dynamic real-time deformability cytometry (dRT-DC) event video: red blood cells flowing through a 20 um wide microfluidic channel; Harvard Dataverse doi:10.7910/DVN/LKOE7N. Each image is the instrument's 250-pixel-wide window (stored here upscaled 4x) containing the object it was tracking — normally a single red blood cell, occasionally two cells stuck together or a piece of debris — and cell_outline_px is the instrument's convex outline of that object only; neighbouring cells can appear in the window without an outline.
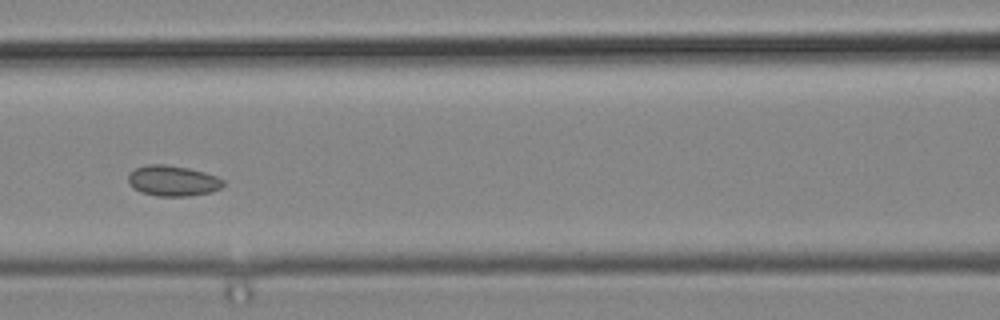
{"species": "common noctule bat (a hibernating species)", "species_latin": "Nyctalus noctula", "temperature_condition": "cold", "stored_images_in_passage": 47, "camera_frame_rate_fps": 3000, "um_per_image_px": 0.085, "animal": {"sex": "male", "body_mass_g": 19.2, "forearm_length_mm": 51.8}, "frame": {"image": 1, "passage_image": 20, "time_ms": 6.333, "image_size_px": [1000, 320], "cell_outline_px": [[224, 184], [220, 188], [212, 192], [188, 196], [156, 196], [140, 192], [128, 184], [128, 176], [136, 168], [148, 164], [164, 164], [188, 168], [204, 172], [216, 176], [224, 180]], "centroid_in_image_um": [14.69, 15.37], "position_along_channel_um": 151.9, "area_um2": 16.94}}
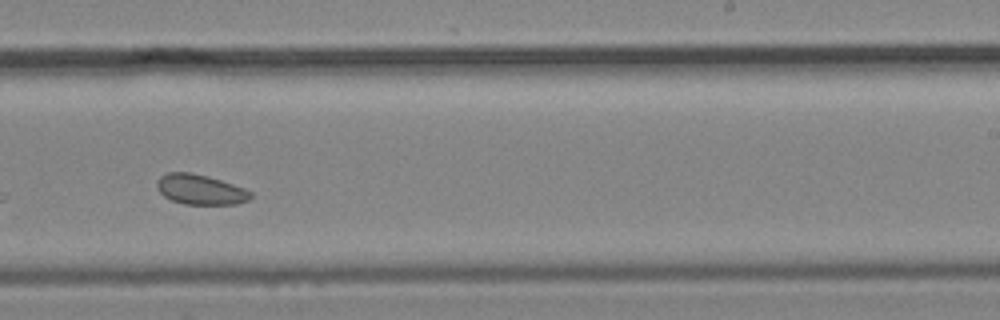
{"frame": {"image": 2, "passage_image": 29, "time_ms": 9.333, "image_size_px": [1000, 320], "cell_outline_px": [[252, 196], [248, 200], [236, 204], [184, 204], [172, 200], [164, 196], [160, 192], [156, 184], [156, 180], [160, 176], [168, 172], [192, 172], [208, 176], [244, 188], [252, 192]], "centroid_in_image_um": [17.01, 16.1], "position_along_channel_um": 272.0, "area_um2": 16.42}}
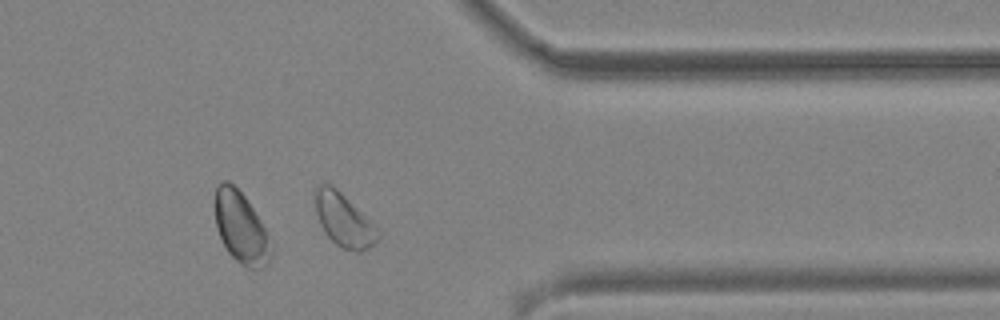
{"frame": {"image": 3, "passage_image": 38, "time_ms": 12.333, "image_size_px": [1000, 320], "cell_outline_px": [[380, 236], [368, 248], [360, 252], [356, 252], [340, 248], [324, 232], [320, 224], [316, 212], [312, 196], [312, 192], [316, 184], [328, 184], [336, 188], [380, 232]], "centroid_in_image_um": [29.14, 18.69], "position_along_channel_um": 382.3, "area_um2": 19.25}}